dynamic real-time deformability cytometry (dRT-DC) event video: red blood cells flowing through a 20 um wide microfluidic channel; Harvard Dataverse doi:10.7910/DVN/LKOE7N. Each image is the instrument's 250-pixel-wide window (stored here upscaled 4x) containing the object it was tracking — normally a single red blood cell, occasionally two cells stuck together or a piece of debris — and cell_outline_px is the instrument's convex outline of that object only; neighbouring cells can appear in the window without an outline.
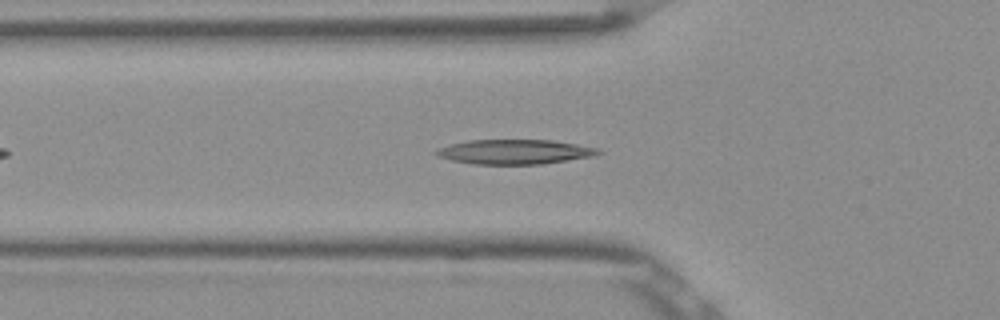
{"species": "Egyptian fruit bat (a non-hibernating species)", "species_latin": "Rousettus aegyptiacus", "temperature_condition": "room temperature", "stored_images_in_passage": 43, "camera_frame_rate_fps": 3000, "um_per_image_px": 0.085, "frame": {"image": 1, "passage_image": 9, "time_ms": 2.667, "image_size_px": [1000, 320], "cell_outline_px": [[604, 152], [596, 156], [540, 164], [472, 164], [452, 160], [436, 156], [432, 152], [436, 148], [468, 140], [552, 140], [576, 144], [596, 148]], "centroid_in_image_um": [43.72, 12.9], "position_along_channel_um": 82.1, "area_um2": 23.35}}
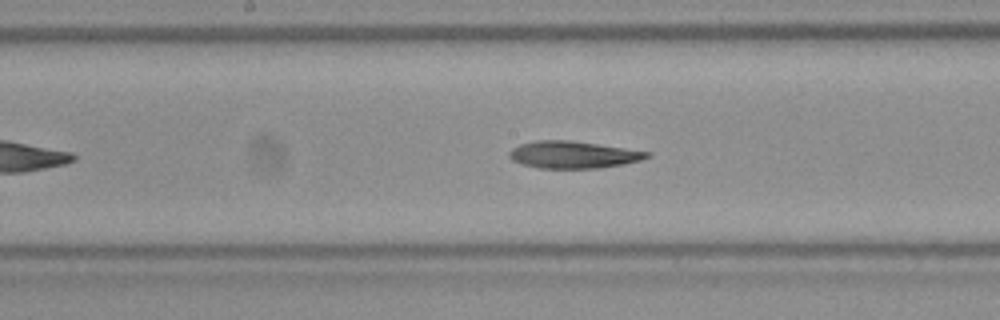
{"frame": {"image": 2, "passage_image": 18, "time_ms": 5.667, "image_size_px": [1000, 320], "cell_outline_px": [[652, 156], [640, 160], [624, 164], [600, 168], [536, 168], [520, 164], [512, 160], [508, 156], [508, 152], [512, 148], [520, 144], [536, 140], [568, 140], [652, 152]], "centroid_in_image_um": [48.69, 13.16], "position_along_channel_um": 199.5, "area_um2": 21.85}}
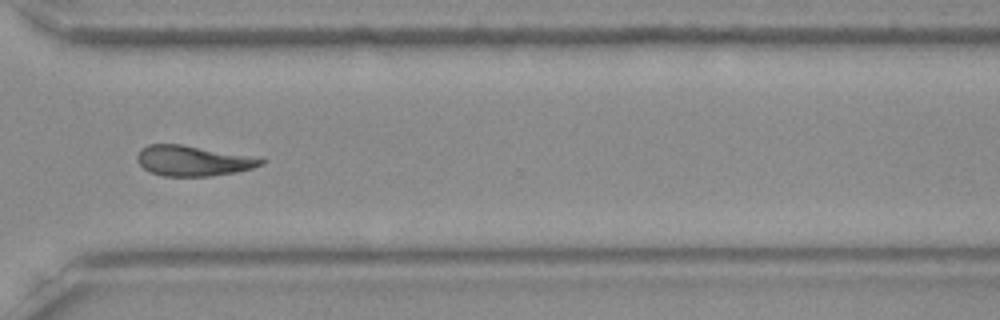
{"frame": {"image": 3, "passage_image": 30, "time_ms": 9.667, "image_size_px": [1000, 320], "cell_outline_px": [[264, 164], [252, 168], [236, 172], [212, 176], [164, 176], [152, 172], [144, 168], [136, 160], [136, 156], [140, 148], [148, 144], [180, 144], [264, 156]], "centroid_in_image_um": [16.49, 13.64], "position_along_channel_um": 354.1, "area_um2": 22.48}, "authors_computed_cell_mechanics": {"area_um2": 22.3108, "velocity_mm_per_s": 3.865, "shape_relaxation_time_tau1_ms": 5.209, "shape_relaxation_time_tau2_ms": 5.2203, "deformation_change_tau1": 0.1617, "deformation_change_tau2": 0.1459}}